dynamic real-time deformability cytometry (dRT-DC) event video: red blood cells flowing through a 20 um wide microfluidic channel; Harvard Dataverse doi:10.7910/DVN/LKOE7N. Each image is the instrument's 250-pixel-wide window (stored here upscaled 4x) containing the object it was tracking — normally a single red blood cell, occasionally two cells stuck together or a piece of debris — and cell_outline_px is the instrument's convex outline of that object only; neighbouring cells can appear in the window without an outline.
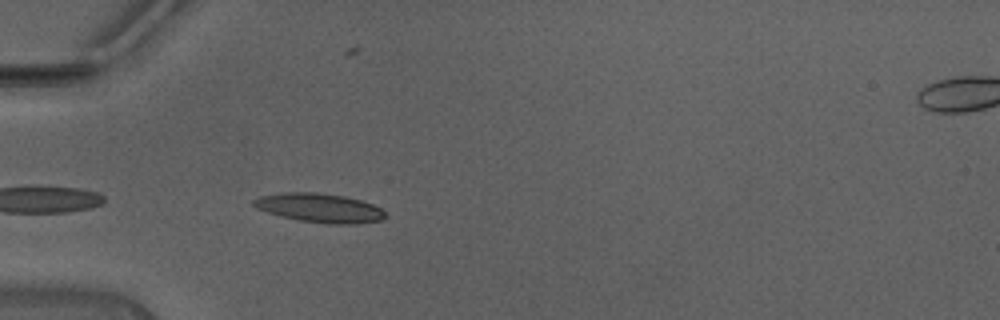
{"species": "Egyptian fruit bat (a non-hibernating species)", "species_latin": "Rousettus aegyptiacus", "temperature_condition": "warm", "stored_images_in_passage": 24, "camera_frame_rate_fps": 3000, "um_per_image_px": 0.085, "animal": {"sex": "male"}, "frame": {"image": 1, "passage_image": 3, "time_ms": 0.667, "image_size_px": [1000, 320], "cell_outline_px": [[384, 216], [380, 220], [304, 220], [272, 212], [256, 204], [256, 200], [264, 196], [336, 196], [356, 200], [380, 208], [384, 212]], "centroid_in_image_um": [27.27, 17.68], "position_along_channel_um": 57.7, "area_um2": 17.63}}
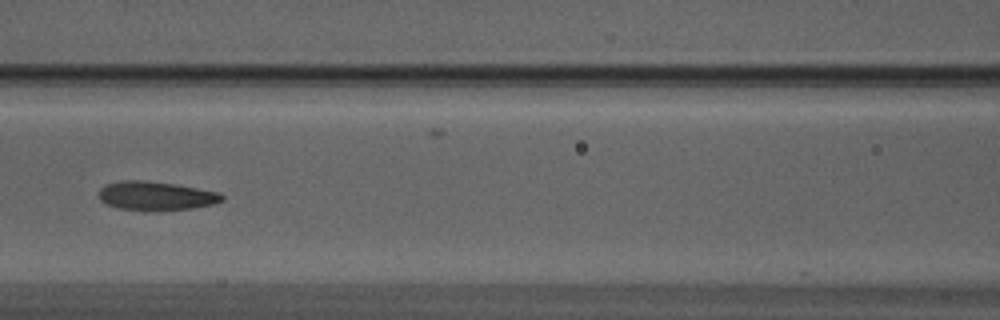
{"frame": {"image": 2, "passage_image": 10, "time_ms": 3.0, "image_size_px": [1000, 320], "cell_outline_px": [[224, 196], [220, 200], [208, 204], [184, 208], [128, 208], [112, 204], [104, 200], [100, 196], [100, 192], [104, 188], [112, 184], [168, 184], [192, 188], [212, 192]], "centroid_in_image_um": [13.34, 16.67], "position_along_channel_um": 153.3, "area_um2": 17.11}}
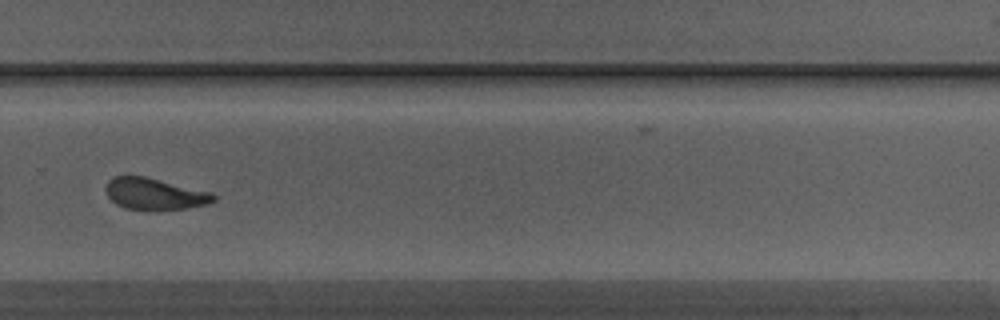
{"frame": {"image": 3, "passage_image": 21, "time_ms": 6.667, "image_size_px": [1000, 320], "cell_outline_px": [[216, 196], [212, 200], [200, 204], [180, 208], [128, 208], [112, 200], [108, 196], [108, 184], [116, 176], [140, 176], [156, 180]], "centroid_in_image_um": [13.01, 16.47], "position_along_channel_um": 316.8, "area_um2": 17.46}}